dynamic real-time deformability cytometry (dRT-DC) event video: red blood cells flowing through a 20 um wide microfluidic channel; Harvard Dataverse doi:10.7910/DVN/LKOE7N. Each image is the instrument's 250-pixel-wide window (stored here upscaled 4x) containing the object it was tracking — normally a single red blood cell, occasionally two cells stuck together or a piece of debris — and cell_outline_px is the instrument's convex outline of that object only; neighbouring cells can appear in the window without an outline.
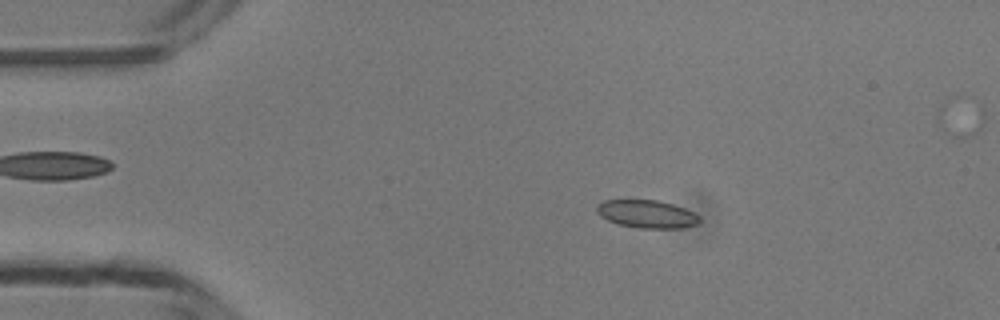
{"species": "common noctule bat (a hibernating species)", "species_latin": "Nyctalus noctula", "temperature_condition": "room temperature", "stored_images_in_passage": 49, "camera_frame_rate_fps": 3000, "um_per_image_px": 0.085, "animal": {"sex": "male", "body_mass_g": 13.3}, "frame": {"image": 1, "passage_image": 9, "time_ms": 2.667, "image_size_px": [1000, 320], "cell_outline_px": [[700, 220], [696, 224], [680, 228], [636, 228], [620, 224], [608, 220], [600, 216], [596, 212], [596, 204], [604, 200], [656, 200], [672, 204], [684, 208], [700, 216]], "centroid_in_image_um": [54.95, 18.19], "position_along_channel_um": 30.1, "area_um2": 16.65}}
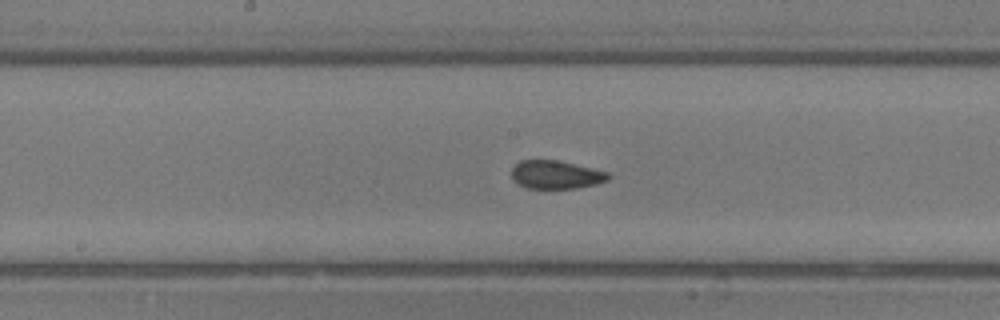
{"frame": {"image": 2, "passage_image": 25, "time_ms": 8.0, "image_size_px": [1000, 320], "cell_outline_px": [[612, 176], [608, 180], [596, 184], [576, 188], [524, 188], [512, 180], [512, 168], [520, 160], [556, 160], [592, 168], [608, 172]], "centroid_in_image_um": [47.24, 14.85], "position_along_channel_um": 201.0, "area_um2": 15.95}}
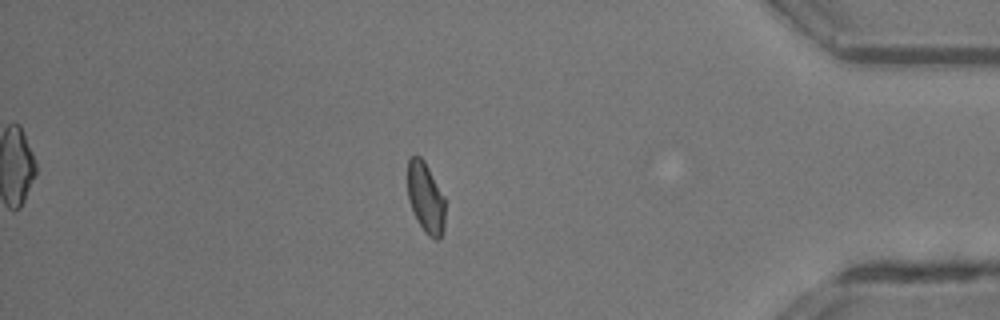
{"frame": {"image": 3, "passage_image": 42, "time_ms": 13.667, "image_size_px": [1000, 320], "cell_outline_px": [[444, 232], [440, 240], [436, 240], [428, 236], [424, 232], [416, 220], [408, 200], [408, 160], [412, 156], [420, 156], [424, 160], [444, 196]], "centroid_in_image_um": [36.18, 16.86], "position_along_channel_um": 399.0, "area_um2": 15.61}, "authors_computed_cell_mechanics": {"area_um2": 16.2996, "velocity_mm_per_s": 4.1784, "shape_relaxation_time_tau1_ms": null, "shape_relaxation_time_tau2_ms": 0.7761, "deformation_change_tau1": null, "deformation_change_tau2": 0.0664}}